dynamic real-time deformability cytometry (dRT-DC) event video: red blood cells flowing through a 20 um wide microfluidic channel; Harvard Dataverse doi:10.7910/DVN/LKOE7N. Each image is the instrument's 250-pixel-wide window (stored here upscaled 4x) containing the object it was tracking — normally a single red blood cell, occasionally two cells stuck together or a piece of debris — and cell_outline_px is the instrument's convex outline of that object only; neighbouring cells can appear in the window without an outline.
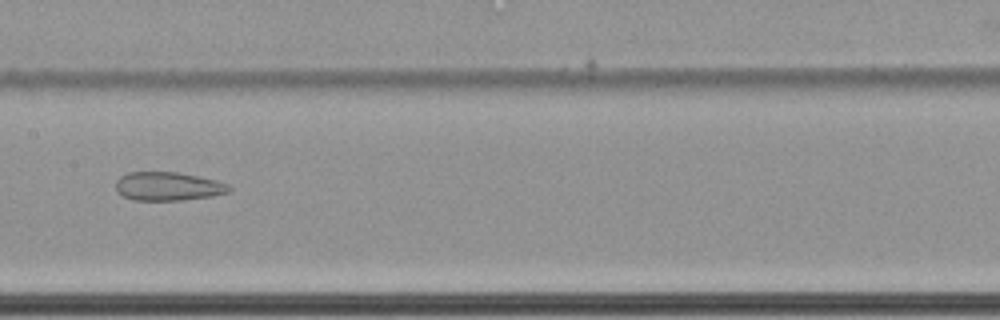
{"species": "common noctule bat (a hibernating species)", "species_latin": "Nyctalus noctula", "temperature_condition": "cold", "stored_images_in_passage": 46, "camera_frame_rate_fps": 3000, "um_per_image_px": 0.085, "animal": {"sex": "female", "body_mass_g": 22.7, "forearm_length_mm": 54.2}, "frame": {"image": 1, "passage_image": 18, "time_ms": 5.667, "image_size_px": [1000, 320], "cell_outline_px": [[232, 188], [228, 192], [212, 196], [184, 200], [132, 200], [116, 192], [116, 180], [120, 176], [128, 172], [176, 172], [216, 180], [228, 184]], "centroid_in_image_um": [14.26, 15.84], "position_along_channel_um": 193.1, "area_um2": 18.9}}
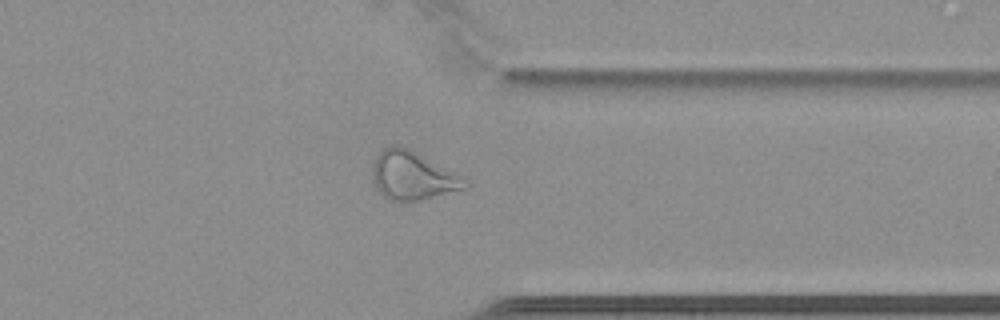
{"frame": {"image": 2, "passage_image": 34, "time_ms": 11.0, "image_size_px": [1000, 320], "cell_outline_px": [[468, 188], [420, 200], [392, 200], [384, 196], [376, 188], [372, 180], [372, 164], [376, 156], [384, 148], [392, 144], [396, 144], [408, 148], [452, 172], [468, 184]], "centroid_in_image_um": [34.99, 14.92], "position_along_channel_um": 376.4, "area_um2": 25.49}}
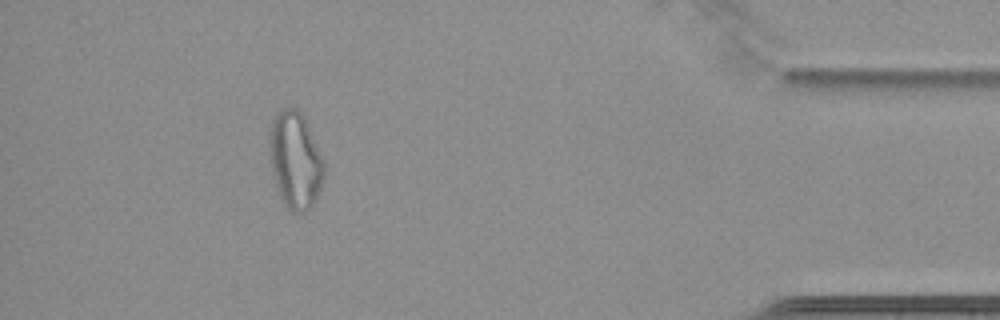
{"frame": {"image": 3, "passage_image": 41, "time_ms": 13.333, "image_size_px": [1000, 320], "cell_outline_px": [[324, 176], [320, 188], [312, 204], [304, 212], [296, 216], [284, 204], [276, 188], [272, 168], [272, 120], [276, 112], [280, 108], [296, 108], [304, 116], [308, 124], [324, 160]], "centroid_in_image_um": [25.13, 13.64], "position_along_channel_um": 410.1, "area_um2": 30.29}, "authors_computed_cell_mechanics": {"area_um2": 23.9292, "velocity_mm_per_s": 3.4578, "shape_relaxation_time_tau1_ms": null, "shape_relaxation_time_tau2_ms": 3.0632, "deformation_change_tau1": null, "deformation_change_tau2": 0.1164}}